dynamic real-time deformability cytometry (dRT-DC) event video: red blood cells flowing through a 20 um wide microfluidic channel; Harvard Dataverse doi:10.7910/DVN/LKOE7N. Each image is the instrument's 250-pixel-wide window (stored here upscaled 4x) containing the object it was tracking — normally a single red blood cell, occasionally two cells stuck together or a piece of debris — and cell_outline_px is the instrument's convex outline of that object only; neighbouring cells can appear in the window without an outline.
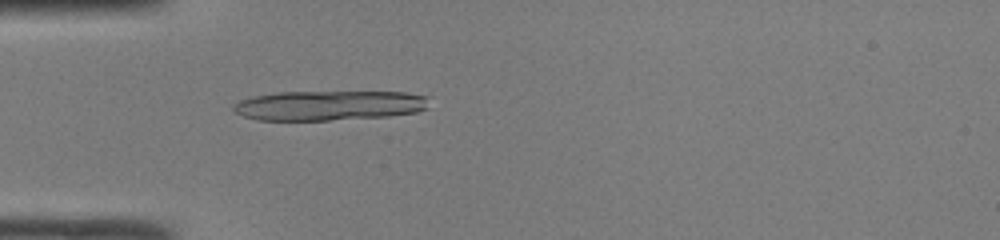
{"species": "common noctule bat (a hibernating species)", "species_latin": "Nyctalus noctula", "temperature_condition": "room temperature", "stored_images_in_passage": 34, "camera_frame_rate_fps": 3000, "um_per_image_px": 0.085, "animal": {"sex": "male", "body_mass_g": 19.0, "forearm_length_mm": 50.8}, "frame": {"image": 1, "passage_image": 1, "time_ms": 0.0, "image_size_px": [1000, 240], "cell_outline_px": [[428, 108], [416, 112], [388, 116], [328, 120], [260, 120], [244, 116], [236, 112], [232, 108], [232, 104], [240, 100], [252, 96], [276, 92], [404, 92], [428, 96]], "centroid_in_image_um": [27.97, 8.96], "position_along_channel_um": 57.0, "area_um2": 34.04}}